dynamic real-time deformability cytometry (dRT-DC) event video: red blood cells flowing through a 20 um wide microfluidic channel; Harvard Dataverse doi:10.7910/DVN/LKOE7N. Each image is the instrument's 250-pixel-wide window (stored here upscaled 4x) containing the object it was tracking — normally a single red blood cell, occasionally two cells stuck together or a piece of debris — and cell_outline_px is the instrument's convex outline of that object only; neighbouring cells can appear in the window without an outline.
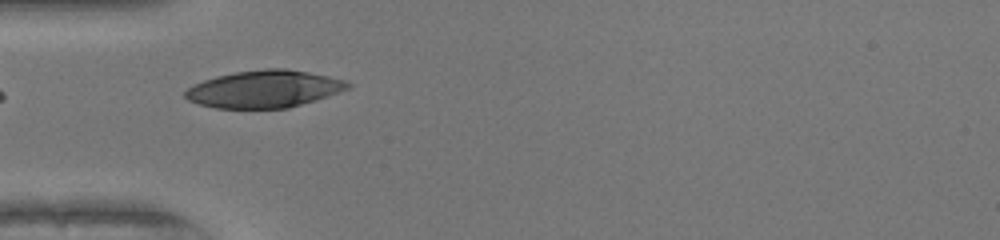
{"species": "human", "species_latin": "Homo sapiens", "temperature_condition": "warm", "stored_images_in_passage": 7, "camera_frame_rate_fps": 3000, "um_per_image_px": 0.085, "donor": {"sex": "female"}, "frame": {"image": 1, "passage_image": 1, "time_ms": 0.0, "image_size_px": [1000, 240], "cell_outline_px": [[352, 84], [348, 88], [316, 100], [288, 108], [216, 108], [200, 104], [188, 100], [184, 96], [184, 92], [192, 84], [216, 76], [236, 72], [264, 68], [284, 68], [308, 72], [328, 76], [344, 80]], "centroid_in_image_um": [22.43, 7.56], "position_along_channel_um": 62.6, "area_um2": 35.14}}
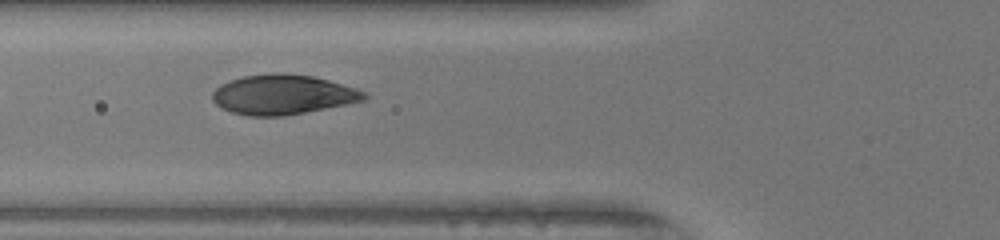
{"frame": {"image": 2, "passage_image": 4, "time_ms": 1.0, "image_size_px": [1000, 240], "cell_outline_px": [[368, 96], [364, 100], [348, 104], [284, 116], [248, 116], [232, 112], [216, 104], [212, 100], [212, 92], [220, 84], [228, 80], [244, 76], [272, 72], [312, 76], [328, 80], [356, 88], [368, 92]], "centroid_in_image_um": [24.04, 8.04], "position_along_channel_um": 101.8, "area_um2": 35.26}}